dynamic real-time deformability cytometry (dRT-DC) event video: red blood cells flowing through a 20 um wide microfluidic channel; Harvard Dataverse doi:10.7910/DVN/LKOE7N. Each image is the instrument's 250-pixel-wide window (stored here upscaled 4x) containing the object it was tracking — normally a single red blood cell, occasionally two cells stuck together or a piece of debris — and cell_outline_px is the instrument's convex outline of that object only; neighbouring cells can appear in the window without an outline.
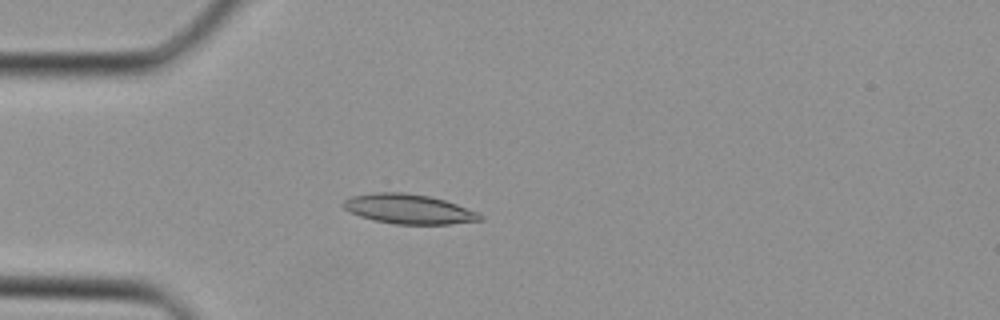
{"species": "Egyptian fruit bat (a non-hibernating species)", "species_latin": "Rousettus aegyptiacus", "temperature_condition": "cold", "stored_images_in_passage": 19, "camera_frame_rate_fps": 3000, "um_per_image_px": 0.085, "animal": {"sex": "female"}, "frame": {"image": 1, "passage_image": 7, "time_ms": 2.0, "image_size_px": [1000, 320], "cell_outline_px": [[484, 220], [448, 224], [396, 224], [372, 220], [348, 212], [344, 208], [344, 200], [352, 196], [376, 192], [404, 192], [428, 196], [444, 200], [480, 212], [484, 216]], "centroid_in_image_um": [34.77, 17.77], "position_along_channel_um": 50.2, "area_um2": 23.7}}
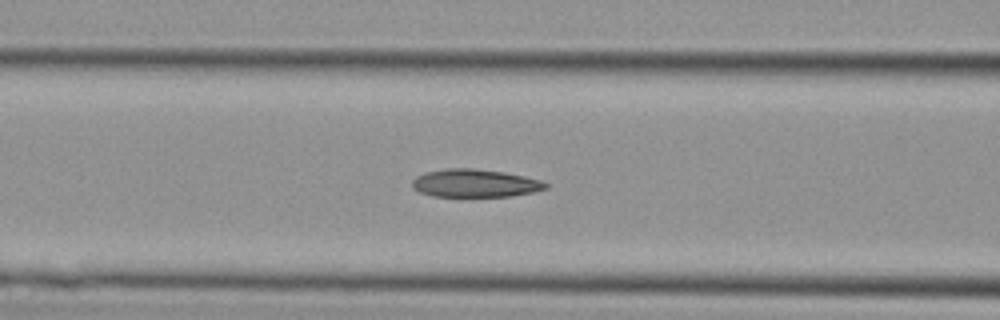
{"frame": {"image": 2, "passage_image": 12, "time_ms": 3.667, "image_size_px": [1000, 320], "cell_outline_px": [[548, 188], [532, 192], [512, 196], [432, 196], [420, 192], [412, 188], [412, 180], [416, 176], [424, 172], [448, 168], [472, 168], [504, 172], [524, 176], [540, 180], [548, 184]], "centroid_in_image_um": [40.35, 15.57], "position_along_channel_um": 126.3, "area_um2": 21.73}}
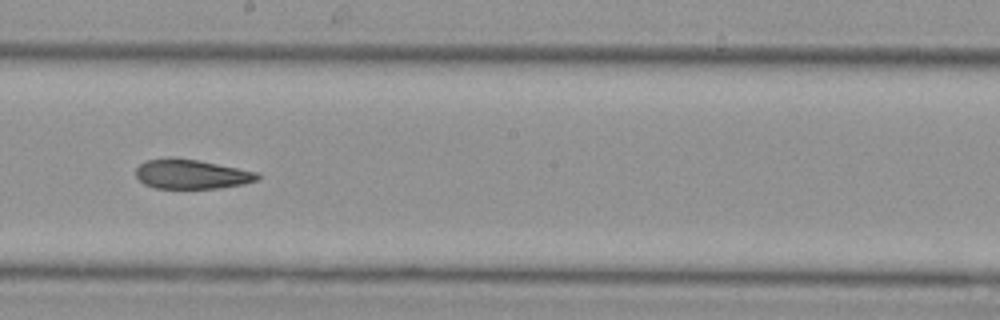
{"frame": {"image": 3, "passage_image": 18, "time_ms": 5.667, "image_size_px": [1000, 320], "cell_outline_px": [[260, 176], [256, 180], [244, 184], [220, 188], [156, 188], [144, 184], [136, 176], [136, 168], [144, 160], [168, 156], [172, 156], [196, 160], [260, 172]], "centroid_in_image_um": [16.25, 14.78], "position_along_channel_um": 231.9, "area_um2": 21.1}}